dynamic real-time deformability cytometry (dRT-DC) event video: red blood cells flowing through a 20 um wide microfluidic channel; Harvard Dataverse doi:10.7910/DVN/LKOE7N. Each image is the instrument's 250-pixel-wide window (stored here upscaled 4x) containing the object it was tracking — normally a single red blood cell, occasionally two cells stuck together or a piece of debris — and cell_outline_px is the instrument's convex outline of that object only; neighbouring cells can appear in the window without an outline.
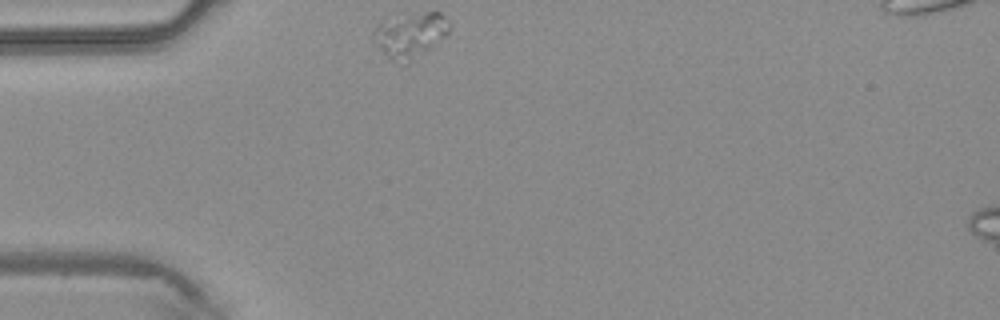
{"species": "common noctule bat (a hibernating species)", "species_latin": "Nyctalus noctula", "temperature_condition": "warm", "stored_images_in_passage": 36, "segment_of_instrument_passage": [1, 2], "camera_frame_rate_fps": 3000, "um_per_image_px": 0.085, "animal": {"sex": "male", "body_mass_g": 20.4}, "frame": {"image": 1, "passage_image": 1, "time_ms": 0.0, "image_size_px": [1000, 320], "cell_outline_px": [[452, 28], [432, 48], [408, 64], [392, 60], [372, 40], [372, 32], [376, 24], [380, 20], [428, 12], [440, 12], [452, 24]], "centroid_in_image_um": [34.87, 2.98], "position_along_channel_um": 50.1, "area_um2": 20.0}}
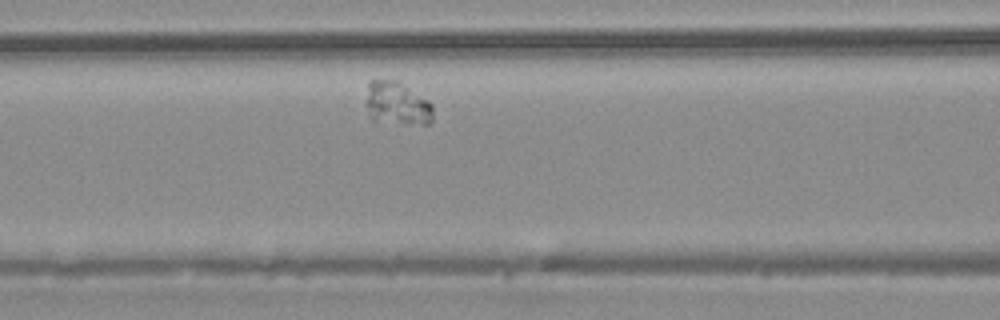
{"frame": {"image": 2, "passage_image": 8, "time_ms": 2.333, "image_size_px": [1000, 320], "cell_outline_px": [[432, 120], [428, 124], [424, 124], [372, 120], [368, 116], [364, 104], [364, 100], [368, 80], [400, 80], [428, 100], [432, 104]], "centroid_in_image_um": [33.68, 8.75], "position_along_channel_um": 132.9, "area_um2": 17.28}}
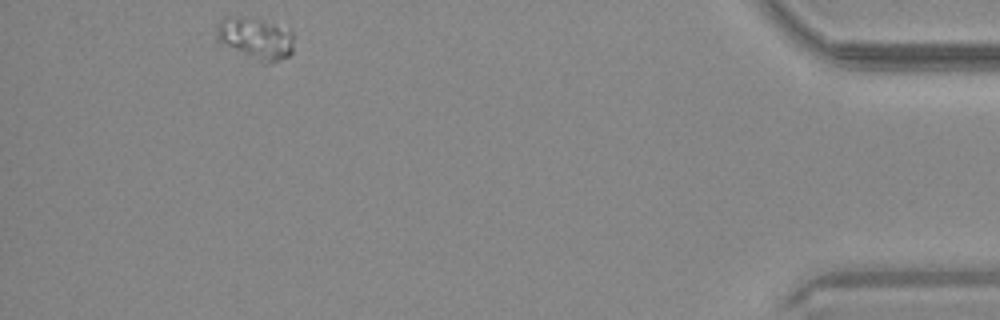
{"frame": {"image": 3, "passage_image": 32, "time_ms": 10.333, "image_size_px": [1000, 320], "cell_outline_px": [[292, 52], [288, 56], [268, 64], [264, 64], [220, 40], [216, 36], [216, 28], [220, 20], [224, 16], [248, 16], [272, 20], [292, 32]], "centroid_in_image_um": [21.76, 3.19], "position_along_channel_um": 413.4, "area_um2": 18.84}}